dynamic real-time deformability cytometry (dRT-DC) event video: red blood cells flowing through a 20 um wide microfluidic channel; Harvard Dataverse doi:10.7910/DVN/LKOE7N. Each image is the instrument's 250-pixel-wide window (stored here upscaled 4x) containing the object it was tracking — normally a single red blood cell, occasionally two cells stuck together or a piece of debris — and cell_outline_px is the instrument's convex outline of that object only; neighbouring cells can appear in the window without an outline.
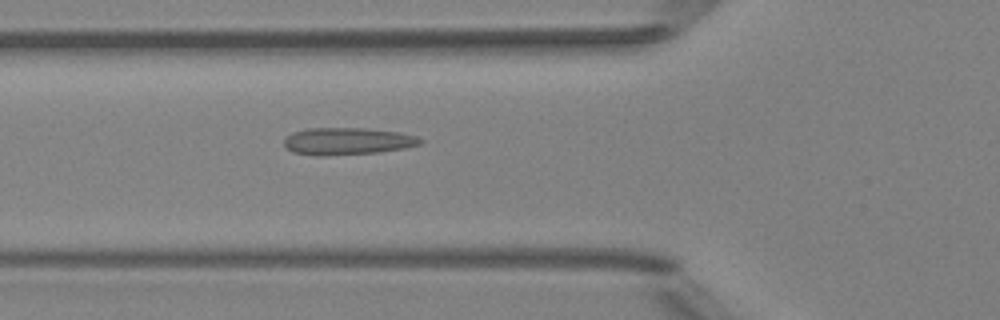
{"species": "Egyptian fruit bat (a non-hibernating species)", "species_latin": "Rousettus aegyptiacus", "temperature_condition": "room temperature", "stored_images_in_passage": 36, "camera_frame_rate_fps": 3000, "um_per_image_px": 0.085, "animal": {"sex": "female"}, "frame": {"image": 1, "passage_image": 9, "time_ms": 2.667, "image_size_px": [1000, 320], "cell_outline_px": [[424, 140], [420, 144], [404, 148], [376, 152], [324, 156], [316, 156], [292, 152], [284, 144], [284, 140], [292, 132], [308, 128], [364, 128], [400, 132], [416, 136]], "centroid_in_image_um": [29.52, 12.0], "position_along_channel_um": 96.3, "area_um2": 21.5}}
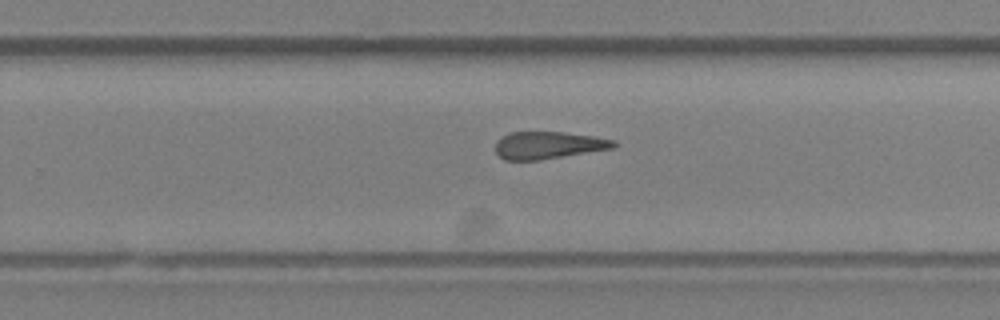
{"frame": {"image": 2, "passage_image": 23, "time_ms": 7.333, "image_size_px": [1000, 320], "cell_outline_px": [[616, 144], [612, 148], [540, 160], [504, 160], [496, 152], [496, 140], [508, 132], [564, 132], [592, 136], [616, 140]], "centroid_in_image_um": [46.57, 12.34], "position_along_channel_um": 283.2, "area_um2": 18.73}}
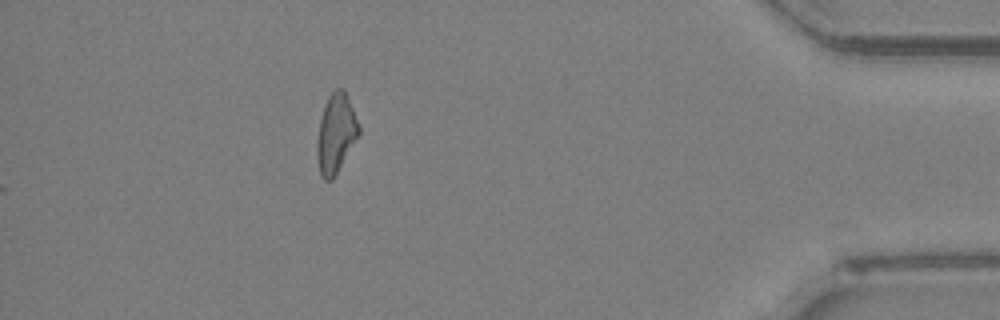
{"frame": {"image": 3, "passage_image": 36, "time_ms": 11.667, "image_size_px": [1000, 320], "cell_outline_px": [[360, 132], [336, 176], [332, 180], [324, 180], [320, 176], [316, 152], [316, 140], [320, 116], [328, 96], [336, 88], [344, 88], [360, 124]], "centroid_in_image_um": [28.54, 11.35], "position_along_channel_um": 406.7, "area_um2": 19.65}}